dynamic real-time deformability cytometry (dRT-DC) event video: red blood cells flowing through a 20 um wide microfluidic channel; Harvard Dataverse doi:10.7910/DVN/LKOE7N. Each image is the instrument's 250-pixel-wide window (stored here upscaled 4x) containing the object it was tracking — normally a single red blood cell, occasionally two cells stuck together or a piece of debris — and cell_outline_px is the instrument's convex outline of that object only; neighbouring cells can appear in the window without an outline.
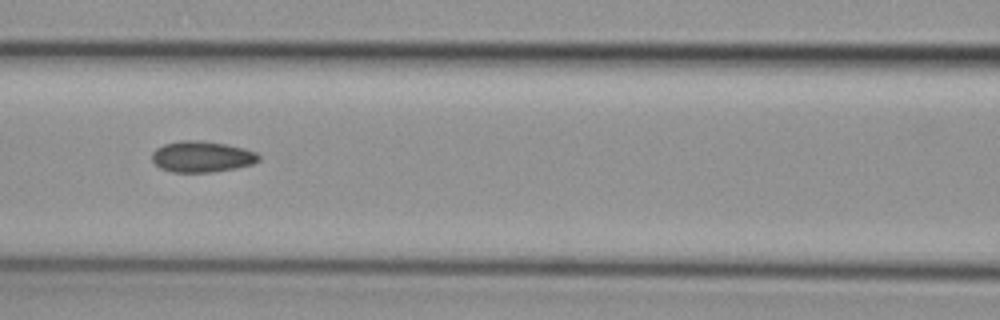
{"species": "common noctule bat (a hibernating species)", "species_latin": "Nyctalus noctula", "temperature_condition": "cold", "stored_images_in_passage": 9, "camera_frame_rate_fps": 3000, "um_per_image_px": 0.085, "animal": {"sex": "female", "body_mass_g": 29.2, "forearm_length_mm": 56.3}, "frame": {"image": 1, "passage_image": 7, "time_ms": 2.0, "image_size_px": [1000, 320], "cell_outline_px": [[260, 160], [252, 164], [236, 168], [212, 172], [172, 172], [160, 168], [152, 160], [152, 152], [156, 148], [164, 144], [180, 140], [200, 140], [224, 144], [244, 148], [256, 152], [260, 156]], "centroid_in_image_um": [17.15, 13.31], "position_along_channel_um": 149.4, "area_um2": 19.36}}
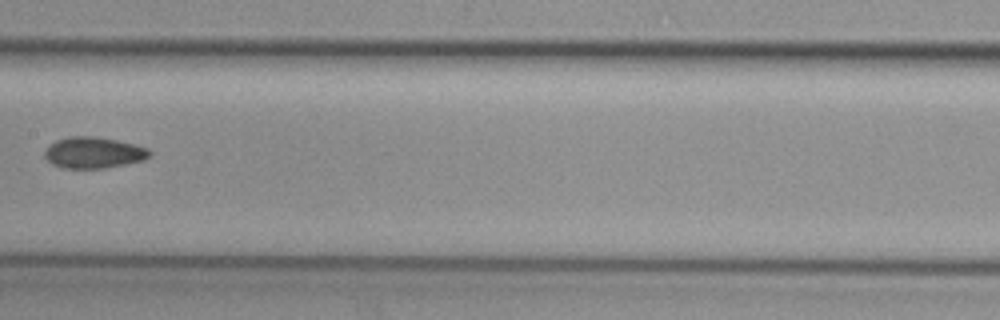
{"frame": {"image": 2, "passage_image": 8, "time_ms": 2.333, "image_size_px": [1000, 320], "cell_outline_px": [[152, 152], [144, 160], [104, 168], [64, 168], [52, 164], [44, 156], [44, 152], [48, 144], [56, 140], [68, 136], [96, 136], [136, 144], [148, 148]], "centroid_in_image_um": [7.93, 12.96], "position_along_channel_um": 199.5, "area_um2": 19.19}}
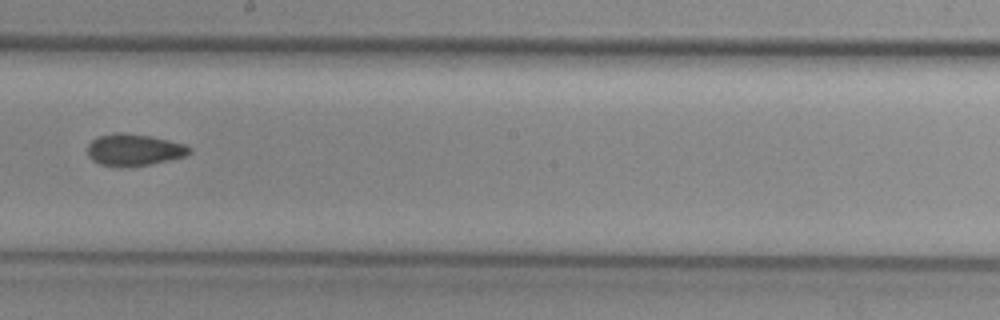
{"frame": {"image": 3, "passage_image": 9, "time_ms": 2.667, "image_size_px": [1000, 320], "cell_outline_px": [[192, 152], [184, 156], [168, 160], [128, 168], [120, 168], [100, 164], [92, 160], [88, 156], [88, 144], [96, 136], [116, 132], [124, 132], [152, 136], [184, 144], [192, 148]], "centroid_in_image_um": [11.36, 12.74], "position_along_channel_um": 236.8, "area_um2": 19.19}}